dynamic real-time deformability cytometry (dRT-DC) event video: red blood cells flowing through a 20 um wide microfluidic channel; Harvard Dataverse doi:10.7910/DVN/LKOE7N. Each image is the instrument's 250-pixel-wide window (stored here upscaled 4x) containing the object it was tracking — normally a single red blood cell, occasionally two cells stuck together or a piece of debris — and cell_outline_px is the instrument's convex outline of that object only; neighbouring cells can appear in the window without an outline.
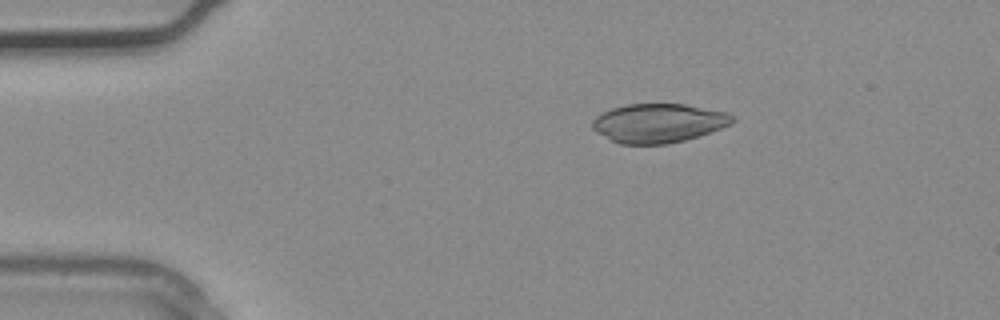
{"species": "common noctule bat (a hibernating species)", "species_latin": "Nyctalus noctula", "temperature_condition": "warm", "stored_images_in_passage": 2, "camera_frame_rate_fps": 3000, "um_per_image_px": 0.085, "animal": {"sex": "male", "body_mass_g": 20.4}, "frame": {"image": 1, "passage_image": 1, "time_ms": 0.0, "image_size_px": [1000, 320], "cell_outline_px": [[736, 120], [732, 124], [684, 140], [668, 144], [620, 144], [596, 132], [592, 128], [592, 120], [596, 116], [612, 108], [628, 104], [684, 104], [728, 112], [736, 116]], "centroid_in_image_um": [55.99, 10.45], "position_along_channel_um": 29.0, "area_um2": 31.73}}